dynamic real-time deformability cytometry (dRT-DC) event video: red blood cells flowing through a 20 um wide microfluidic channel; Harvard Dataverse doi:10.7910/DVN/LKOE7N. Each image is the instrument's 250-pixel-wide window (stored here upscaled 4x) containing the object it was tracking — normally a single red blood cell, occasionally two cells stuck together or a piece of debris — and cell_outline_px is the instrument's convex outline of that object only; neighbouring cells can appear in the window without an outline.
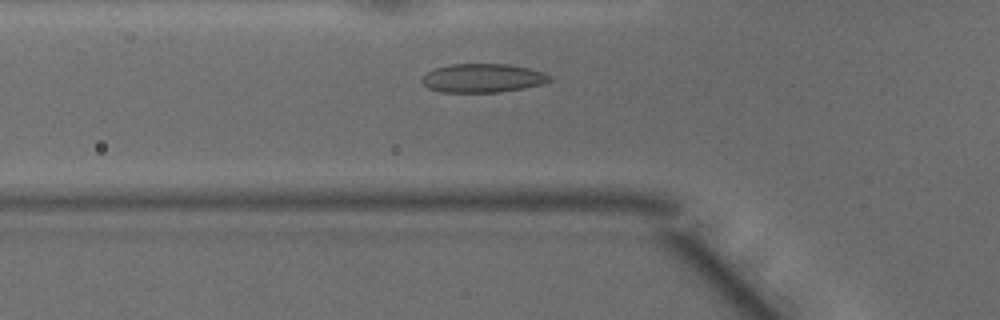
{"species": "common noctule bat (a hibernating species)", "species_latin": "Nyctalus noctula", "temperature_condition": "warm", "stored_images_in_passage": 43, "camera_frame_rate_fps": 3000, "um_per_image_px": 0.085, "animal": {"sex": "male", "body_mass_g": 15.6}, "frame": {"image": 1, "passage_image": 11, "time_ms": 3.333, "image_size_px": [1000, 320], "cell_outline_px": [[552, 80], [540, 84], [524, 88], [500, 92], [440, 92], [428, 88], [420, 80], [428, 72], [436, 68], [448, 64], [508, 64], [528, 68], [544, 72], [552, 76]], "centroid_in_image_um": [41.04, 6.64], "position_along_channel_um": 84.8, "area_um2": 21.39}}
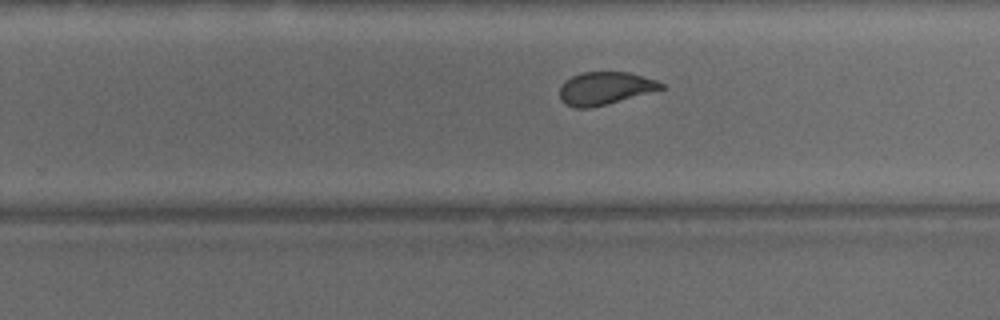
{"frame": {"image": 2, "passage_image": 25, "time_ms": 8.0, "image_size_px": [1000, 320], "cell_outline_px": [[664, 88], [604, 104], [588, 108], [576, 108], [564, 104], [560, 100], [560, 84], [564, 80], [572, 76], [584, 72], [628, 72], [656, 80], [664, 84]], "centroid_in_image_um": [51.35, 7.49], "position_along_channel_um": 278.4, "area_um2": 19.07}}
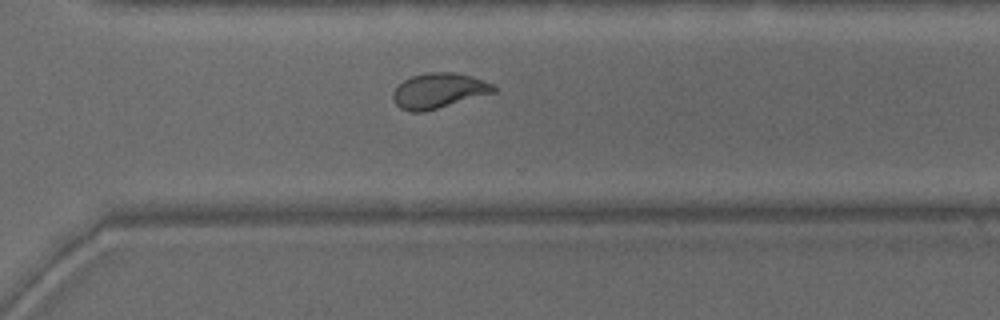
{"frame": {"image": 3, "passage_image": 29, "time_ms": 9.333, "image_size_px": [1000, 320], "cell_outline_px": [[496, 92], [424, 112], [408, 112], [400, 108], [396, 104], [392, 96], [392, 92], [404, 80], [412, 76], [428, 72], [456, 72], [472, 76], [492, 84], [496, 88]], "centroid_in_image_um": [37.28, 7.71], "position_along_channel_um": 333.3, "area_um2": 20.63}}